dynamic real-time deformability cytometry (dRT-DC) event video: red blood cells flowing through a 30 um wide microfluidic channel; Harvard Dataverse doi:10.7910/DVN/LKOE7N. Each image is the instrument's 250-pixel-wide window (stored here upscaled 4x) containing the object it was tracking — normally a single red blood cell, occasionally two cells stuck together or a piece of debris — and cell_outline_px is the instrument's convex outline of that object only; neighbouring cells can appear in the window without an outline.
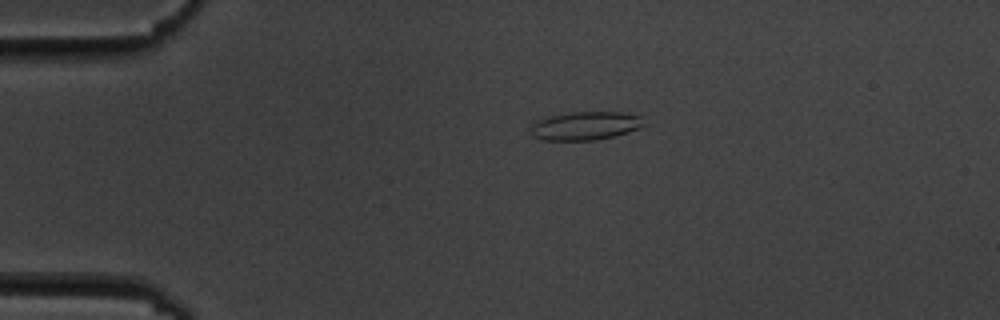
{"species": "common noctule bat (a hibernating species)", "species_latin": "Nyctalus noctula", "temperature_condition": "cold", "stored_images_in_passage": 3, "camera_frame_rate_fps": 3000, "um_per_image_px": 0.085, "animal": {"sex": "male", "body_mass_g": 19.5, "forearm_length_mm": 54.6}, "frame": {"image": 1, "passage_image": 1, "time_ms": 0.0, "image_size_px": [1000, 320], "cell_outline_px": [[644, 124], [640, 128], [616, 136], [596, 140], [544, 140], [532, 136], [532, 124], [536, 120], [544, 116], [572, 112], [628, 112], [640, 116]], "centroid_in_image_um": [49.75, 10.68], "position_along_channel_um": 35.3, "area_um2": 18.96}}
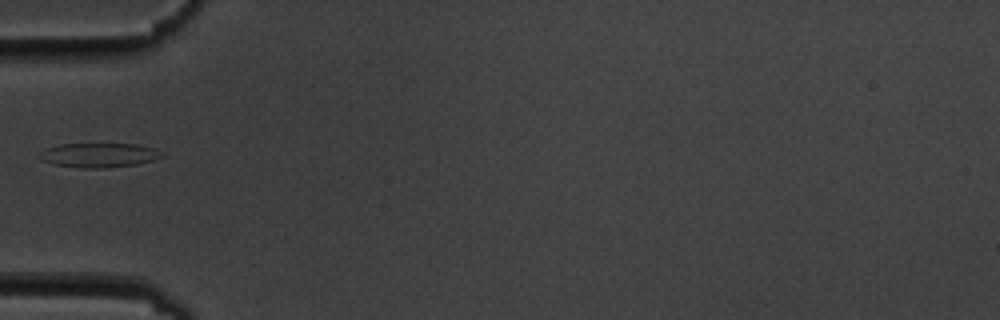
{"frame": {"image": 2, "passage_image": 3, "time_ms": 2.333, "image_size_px": [1000, 320], "cell_outline_px": [[164, 156], [152, 160], [136, 164], [104, 168], [80, 168], [52, 164], [40, 160], [36, 156], [40, 152], [48, 148], [60, 144], [136, 144], [156, 148]], "centroid_in_image_um": [8.36, 13.19], "position_along_channel_um": 76.6, "area_um2": 17.4}}